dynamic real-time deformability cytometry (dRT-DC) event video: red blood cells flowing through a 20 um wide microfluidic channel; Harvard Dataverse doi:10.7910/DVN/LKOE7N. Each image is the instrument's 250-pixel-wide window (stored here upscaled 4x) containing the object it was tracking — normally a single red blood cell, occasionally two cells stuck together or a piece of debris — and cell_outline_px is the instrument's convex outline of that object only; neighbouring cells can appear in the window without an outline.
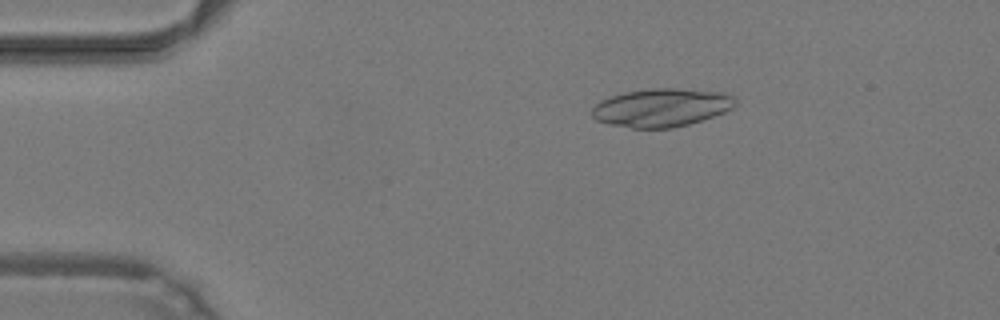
{"species": "common noctule bat (a hibernating species)", "species_latin": "Nyctalus noctula", "temperature_condition": "warm", "stored_images_in_passage": 40, "camera_frame_rate_fps": 3000, "um_per_image_px": 0.085, "animal": {"sex": "male", "body_mass_g": 19.2, "forearm_length_mm": 51.8}, "frame": {"image": 1, "passage_image": 1, "time_ms": 0.0, "image_size_px": [1000, 320], "cell_outline_px": [[736, 104], [732, 108], [724, 112], [688, 124], [672, 128], [632, 128], [608, 124], [596, 120], [592, 116], [592, 108], [600, 100], [624, 92], [652, 88], [676, 88], [724, 92], [732, 96], [736, 100]], "centroid_in_image_um": [56.21, 9.14], "position_along_channel_um": 28.8, "area_um2": 31.91}}